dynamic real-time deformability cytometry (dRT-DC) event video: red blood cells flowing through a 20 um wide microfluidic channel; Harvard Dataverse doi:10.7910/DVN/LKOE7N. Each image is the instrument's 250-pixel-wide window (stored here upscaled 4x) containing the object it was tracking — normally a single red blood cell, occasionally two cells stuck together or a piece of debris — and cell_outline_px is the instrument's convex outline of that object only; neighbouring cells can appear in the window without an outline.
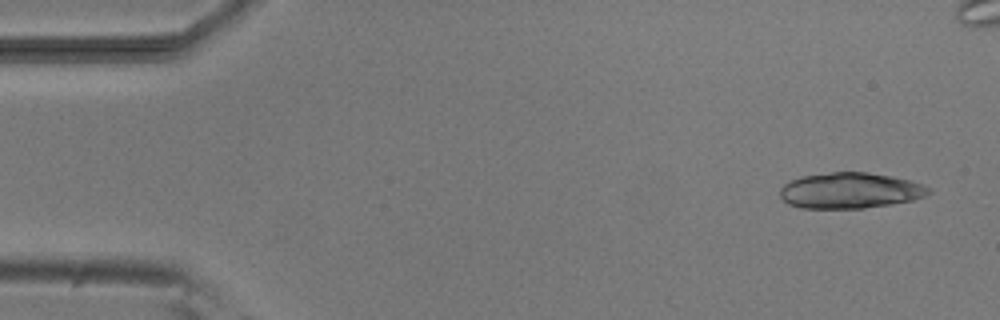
{"species": "common noctule bat (a hibernating species)", "species_latin": "Nyctalus noctula", "temperature_condition": "room temperature", "stored_images_in_passage": 4, "segment_of_instrument_passage": [2, 2], "camera_frame_rate_fps": 3000, "um_per_image_px": 0.085, "animal": {"sex": "male", "body_mass_g": 20.5, "forearm_length_mm": 52.5}, "frame": {"image": 1, "passage_image": 4, "time_ms": 3.667, "image_size_px": [1000, 320], "cell_outline_px": [[932, 192], [924, 196], [912, 200], [892, 204], [864, 208], [800, 208], [788, 204], [780, 196], [780, 188], [784, 184], [800, 176], [832, 172], [868, 172], [892, 176], [912, 180], [924, 184], [932, 188]], "centroid_in_image_um": [72.29, 16.19], "position_along_channel_um": 12.7, "area_um2": 31.27}}